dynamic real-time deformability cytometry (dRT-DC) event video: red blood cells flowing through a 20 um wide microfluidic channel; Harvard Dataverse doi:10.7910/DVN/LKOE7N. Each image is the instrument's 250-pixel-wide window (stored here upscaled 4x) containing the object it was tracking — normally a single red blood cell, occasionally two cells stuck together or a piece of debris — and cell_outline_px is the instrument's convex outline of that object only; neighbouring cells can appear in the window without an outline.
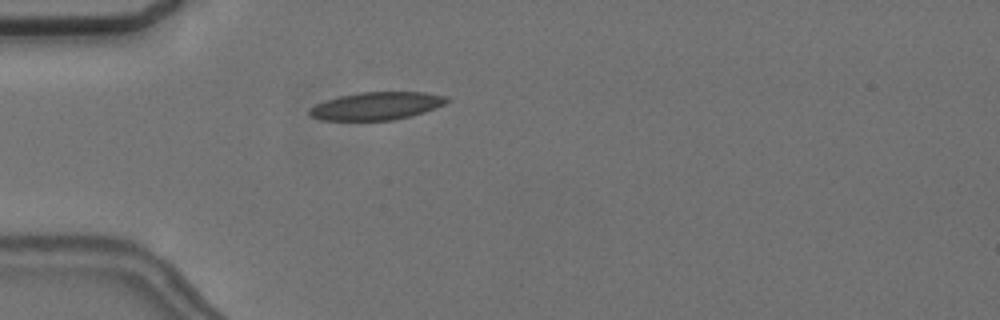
{"species": "common noctule bat (a hibernating species)", "species_latin": "Nyctalus noctula", "temperature_condition": "cold", "stored_images_in_passage": 48, "camera_frame_rate_fps": 3000, "um_per_image_px": 0.085, "animal": {"sex": "female", "body_mass_g": 24.6, "forearm_length_mm": 56.2}, "frame": {"image": 1, "passage_image": 8, "time_ms": 2.333, "image_size_px": [1000, 320], "cell_outline_px": [[452, 100], [436, 108], [412, 116], [392, 120], [320, 120], [308, 116], [308, 108], [316, 104], [340, 96], [360, 92], [424, 92], [448, 96]], "centroid_in_image_um": [32.03, 9.01], "position_along_channel_um": 53.0, "area_um2": 22.43}}
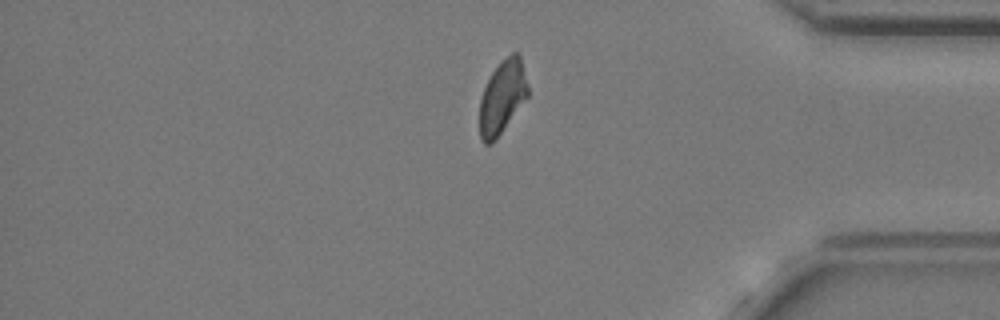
{"frame": {"image": 2, "passage_image": 39, "time_ms": 12.667, "image_size_px": [1000, 320], "cell_outline_px": [[528, 96], [496, 140], [492, 144], [484, 144], [480, 136], [480, 100], [484, 88], [492, 72], [500, 60], [512, 52], [520, 52], [528, 88]], "centroid_in_image_um": [42.7, 8.23], "position_along_channel_um": 392.5, "area_um2": 20.69}}
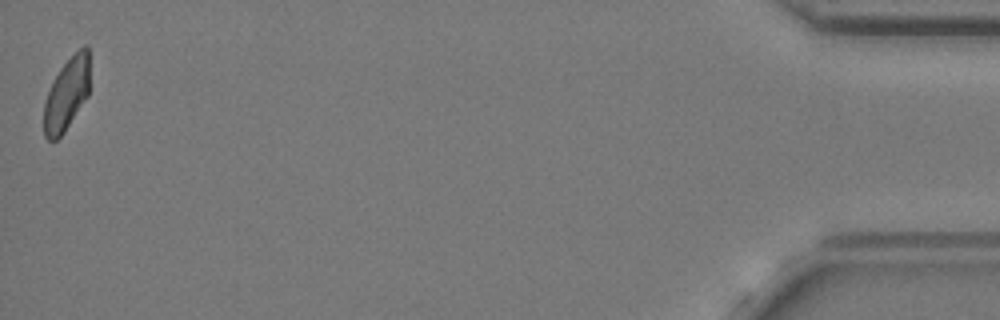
{"frame": {"image": 3, "passage_image": 48, "time_ms": 15.667, "image_size_px": [1000, 320], "cell_outline_px": [[88, 96], [64, 132], [56, 140], [48, 140], [44, 136], [44, 100], [52, 80], [60, 68], [84, 44], [88, 44]], "centroid_in_image_um": [5.64, 8.01], "position_along_channel_um": 429.6, "area_um2": 19.25}, "authors_computed_cell_mechanics": {"area_um2": 21.2415, "velocity_mm_per_s": 3.6068, "shape_relaxation_time_tau1_ms": null, "shape_relaxation_time_tau2_ms": 4.225, "deformation_change_tau1": null, "deformation_change_tau2": 0.1039}}